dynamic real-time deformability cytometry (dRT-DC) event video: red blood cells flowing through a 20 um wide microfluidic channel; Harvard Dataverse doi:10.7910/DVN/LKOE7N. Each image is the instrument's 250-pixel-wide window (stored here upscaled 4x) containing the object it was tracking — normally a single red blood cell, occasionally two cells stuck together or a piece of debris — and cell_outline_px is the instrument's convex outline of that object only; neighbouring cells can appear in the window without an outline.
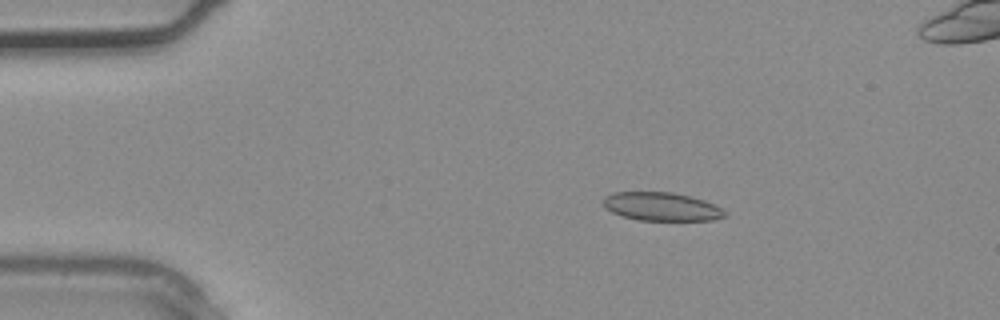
{"species": "common noctule bat (a hibernating species)", "species_latin": "Nyctalus noctula", "temperature_condition": "warm", "stored_images_in_passage": 3, "camera_frame_rate_fps": 3000, "um_per_image_px": 0.085, "animal": {"sex": "male", "body_mass_g": 20.4}, "frame": {"image": 1, "passage_image": 2, "time_ms": 0.333, "image_size_px": [1000, 320], "cell_outline_px": [[728, 216], [712, 220], [640, 220], [624, 216], [612, 212], [604, 208], [604, 196], [612, 192], [672, 192], [704, 200], [728, 212]], "centroid_in_image_um": [56.23, 17.56], "position_along_channel_um": 28.8, "area_um2": 20.06}}